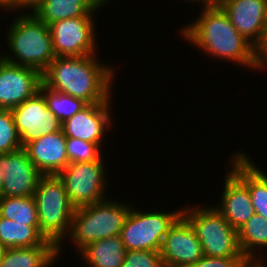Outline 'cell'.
<instances>
[{"instance_id": "obj_1", "label": "cell", "mask_w": 267, "mask_h": 267, "mask_svg": "<svg viewBox=\"0 0 267 267\" xmlns=\"http://www.w3.org/2000/svg\"><path fill=\"white\" fill-rule=\"evenodd\" d=\"M199 11L196 19L177 31L182 40L216 61H228L247 70L265 73L266 58L235 29L219 5Z\"/></svg>"}, {"instance_id": "obj_2", "label": "cell", "mask_w": 267, "mask_h": 267, "mask_svg": "<svg viewBox=\"0 0 267 267\" xmlns=\"http://www.w3.org/2000/svg\"><path fill=\"white\" fill-rule=\"evenodd\" d=\"M99 58V54L56 57L42 73V83L88 104L109 102L114 98L118 72L116 66L103 63Z\"/></svg>"}, {"instance_id": "obj_3", "label": "cell", "mask_w": 267, "mask_h": 267, "mask_svg": "<svg viewBox=\"0 0 267 267\" xmlns=\"http://www.w3.org/2000/svg\"><path fill=\"white\" fill-rule=\"evenodd\" d=\"M13 12L15 17L7 24L8 28L5 27L7 51L0 50V57L15 65L34 68L42 74L56 58L49 26L29 10L10 11L9 14Z\"/></svg>"}, {"instance_id": "obj_4", "label": "cell", "mask_w": 267, "mask_h": 267, "mask_svg": "<svg viewBox=\"0 0 267 267\" xmlns=\"http://www.w3.org/2000/svg\"><path fill=\"white\" fill-rule=\"evenodd\" d=\"M130 203L114 199L112 195L100 202L76 208L67 239L58 246L59 260L60 255H65L62 251L66 241H72L68 243L73 245L74 253L78 255L84 247L97 240L120 235L132 206Z\"/></svg>"}, {"instance_id": "obj_5", "label": "cell", "mask_w": 267, "mask_h": 267, "mask_svg": "<svg viewBox=\"0 0 267 267\" xmlns=\"http://www.w3.org/2000/svg\"><path fill=\"white\" fill-rule=\"evenodd\" d=\"M40 233L57 247L66 239L75 207L58 175H42L34 193Z\"/></svg>"}, {"instance_id": "obj_6", "label": "cell", "mask_w": 267, "mask_h": 267, "mask_svg": "<svg viewBox=\"0 0 267 267\" xmlns=\"http://www.w3.org/2000/svg\"><path fill=\"white\" fill-rule=\"evenodd\" d=\"M212 204L182 205V215L194 228L203 254L208 257H245L240 250L237 231Z\"/></svg>"}, {"instance_id": "obj_7", "label": "cell", "mask_w": 267, "mask_h": 267, "mask_svg": "<svg viewBox=\"0 0 267 267\" xmlns=\"http://www.w3.org/2000/svg\"><path fill=\"white\" fill-rule=\"evenodd\" d=\"M134 206H131L120 233L124 248L126 251H160L164 236L182 215V208L165 212L161 209L143 211Z\"/></svg>"}, {"instance_id": "obj_8", "label": "cell", "mask_w": 267, "mask_h": 267, "mask_svg": "<svg viewBox=\"0 0 267 267\" xmlns=\"http://www.w3.org/2000/svg\"><path fill=\"white\" fill-rule=\"evenodd\" d=\"M103 155L97 161L69 163L58 176L62 179L66 193L75 208L107 199L108 169ZM106 160V161H105ZM109 181V182H108Z\"/></svg>"}, {"instance_id": "obj_9", "label": "cell", "mask_w": 267, "mask_h": 267, "mask_svg": "<svg viewBox=\"0 0 267 267\" xmlns=\"http://www.w3.org/2000/svg\"><path fill=\"white\" fill-rule=\"evenodd\" d=\"M94 17L63 19L49 24L53 51L56 57L99 54ZM96 26V27H95Z\"/></svg>"}, {"instance_id": "obj_10", "label": "cell", "mask_w": 267, "mask_h": 267, "mask_svg": "<svg viewBox=\"0 0 267 267\" xmlns=\"http://www.w3.org/2000/svg\"><path fill=\"white\" fill-rule=\"evenodd\" d=\"M235 29L267 58V0H219Z\"/></svg>"}, {"instance_id": "obj_11", "label": "cell", "mask_w": 267, "mask_h": 267, "mask_svg": "<svg viewBox=\"0 0 267 267\" xmlns=\"http://www.w3.org/2000/svg\"><path fill=\"white\" fill-rule=\"evenodd\" d=\"M112 102L111 99L109 102L88 104L71 118L65 120L61 125L65 137L97 143L104 149L106 146L103 143L110 134L108 132L115 127L113 126L115 121L114 114H112L114 111Z\"/></svg>"}, {"instance_id": "obj_12", "label": "cell", "mask_w": 267, "mask_h": 267, "mask_svg": "<svg viewBox=\"0 0 267 267\" xmlns=\"http://www.w3.org/2000/svg\"><path fill=\"white\" fill-rule=\"evenodd\" d=\"M11 112L22 147L41 136L61 130L62 123L47 108L46 100L39 91Z\"/></svg>"}, {"instance_id": "obj_13", "label": "cell", "mask_w": 267, "mask_h": 267, "mask_svg": "<svg viewBox=\"0 0 267 267\" xmlns=\"http://www.w3.org/2000/svg\"><path fill=\"white\" fill-rule=\"evenodd\" d=\"M160 255L164 267H190L204 256L194 228L183 215L164 236Z\"/></svg>"}, {"instance_id": "obj_14", "label": "cell", "mask_w": 267, "mask_h": 267, "mask_svg": "<svg viewBox=\"0 0 267 267\" xmlns=\"http://www.w3.org/2000/svg\"><path fill=\"white\" fill-rule=\"evenodd\" d=\"M0 170L5 197L34 196L39 179L43 175L29 159L24 147L0 154Z\"/></svg>"}, {"instance_id": "obj_15", "label": "cell", "mask_w": 267, "mask_h": 267, "mask_svg": "<svg viewBox=\"0 0 267 267\" xmlns=\"http://www.w3.org/2000/svg\"><path fill=\"white\" fill-rule=\"evenodd\" d=\"M42 83V74L30 67L6 62L0 57V109L11 110L33 97Z\"/></svg>"}, {"instance_id": "obj_16", "label": "cell", "mask_w": 267, "mask_h": 267, "mask_svg": "<svg viewBox=\"0 0 267 267\" xmlns=\"http://www.w3.org/2000/svg\"><path fill=\"white\" fill-rule=\"evenodd\" d=\"M223 180L220 200L215 208L237 231L255 214L248 187L229 169Z\"/></svg>"}, {"instance_id": "obj_17", "label": "cell", "mask_w": 267, "mask_h": 267, "mask_svg": "<svg viewBox=\"0 0 267 267\" xmlns=\"http://www.w3.org/2000/svg\"><path fill=\"white\" fill-rule=\"evenodd\" d=\"M29 159L43 175H58L69 164L66 137L61 130L41 136L24 147Z\"/></svg>"}, {"instance_id": "obj_18", "label": "cell", "mask_w": 267, "mask_h": 267, "mask_svg": "<svg viewBox=\"0 0 267 267\" xmlns=\"http://www.w3.org/2000/svg\"><path fill=\"white\" fill-rule=\"evenodd\" d=\"M247 151L237 150L228 157V168L248 187L255 213L267 219V172L260 169Z\"/></svg>"}, {"instance_id": "obj_19", "label": "cell", "mask_w": 267, "mask_h": 267, "mask_svg": "<svg viewBox=\"0 0 267 267\" xmlns=\"http://www.w3.org/2000/svg\"><path fill=\"white\" fill-rule=\"evenodd\" d=\"M110 0H38L31 11L47 25L63 19L96 17ZM96 14V15H95Z\"/></svg>"}, {"instance_id": "obj_20", "label": "cell", "mask_w": 267, "mask_h": 267, "mask_svg": "<svg viewBox=\"0 0 267 267\" xmlns=\"http://www.w3.org/2000/svg\"><path fill=\"white\" fill-rule=\"evenodd\" d=\"M237 234L241 253L255 267H267V219L255 213Z\"/></svg>"}, {"instance_id": "obj_21", "label": "cell", "mask_w": 267, "mask_h": 267, "mask_svg": "<svg viewBox=\"0 0 267 267\" xmlns=\"http://www.w3.org/2000/svg\"><path fill=\"white\" fill-rule=\"evenodd\" d=\"M57 261L58 247L46 239L33 247L7 248L0 267H53Z\"/></svg>"}, {"instance_id": "obj_22", "label": "cell", "mask_w": 267, "mask_h": 267, "mask_svg": "<svg viewBox=\"0 0 267 267\" xmlns=\"http://www.w3.org/2000/svg\"><path fill=\"white\" fill-rule=\"evenodd\" d=\"M125 253L124 243L118 235L97 240L84 247L76 256H81L86 267H120Z\"/></svg>"}, {"instance_id": "obj_23", "label": "cell", "mask_w": 267, "mask_h": 267, "mask_svg": "<svg viewBox=\"0 0 267 267\" xmlns=\"http://www.w3.org/2000/svg\"><path fill=\"white\" fill-rule=\"evenodd\" d=\"M45 240L39 225H26L0 216V242L6 248L33 247Z\"/></svg>"}, {"instance_id": "obj_24", "label": "cell", "mask_w": 267, "mask_h": 267, "mask_svg": "<svg viewBox=\"0 0 267 267\" xmlns=\"http://www.w3.org/2000/svg\"><path fill=\"white\" fill-rule=\"evenodd\" d=\"M0 216L26 225H39L37 206L33 196L0 199Z\"/></svg>"}, {"instance_id": "obj_25", "label": "cell", "mask_w": 267, "mask_h": 267, "mask_svg": "<svg viewBox=\"0 0 267 267\" xmlns=\"http://www.w3.org/2000/svg\"><path fill=\"white\" fill-rule=\"evenodd\" d=\"M39 92L44 96L47 108L61 123L71 118L88 105L83 99L51 90L43 83L40 84Z\"/></svg>"}, {"instance_id": "obj_26", "label": "cell", "mask_w": 267, "mask_h": 267, "mask_svg": "<svg viewBox=\"0 0 267 267\" xmlns=\"http://www.w3.org/2000/svg\"><path fill=\"white\" fill-rule=\"evenodd\" d=\"M103 152L97 143L66 137V153L69 163L97 161L106 154Z\"/></svg>"}, {"instance_id": "obj_27", "label": "cell", "mask_w": 267, "mask_h": 267, "mask_svg": "<svg viewBox=\"0 0 267 267\" xmlns=\"http://www.w3.org/2000/svg\"><path fill=\"white\" fill-rule=\"evenodd\" d=\"M22 148L11 110L0 109V154Z\"/></svg>"}, {"instance_id": "obj_28", "label": "cell", "mask_w": 267, "mask_h": 267, "mask_svg": "<svg viewBox=\"0 0 267 267\" xmlns=\"http://www.w3.org/2000/svg\"><path fill=\"white\" fill-rule=\"evenodd\" d=\"M120 267H164L160 251H126Z\"/></svg>"}, {"instance_id": "obj_29", "label": "cell", "mask_w": 267, "mask_h": 267, "mask_svg": "<svg viewBox=\"0 0 267 267\" xmlns=\"http://www.w3.org/2000/svg\"><path fill=\"white\" fill-rule=\"evenodd\" d=\"M190 267H255L246 257L203 256Z\"/></svg>"}, {"instance_id": "obj_30", "label": "cell", "mask_w": 267, "mask_h": 267, "mask_svg": "<svg viewBox=\"0 0 267 267\" xmlns=\"http://www.w3.org/2000/svg\"><path fill=\"white\" fill-rule=\"evenodd\" d=\"M1 12H7L6 16L10 11H22L24 9V0H0Z\"/></svg>"}, {"instance_id": "obj_31", "label": "cell", "mask_w": 267, "mask_h": 267, "mask_svg": "<svg viewBox=\"0 0 267 267\" xmlns=\"http://www.w3.org/2000/svg\"><path fill=\"white\" fill-rule=\"evenodd\" d=\"M181 1H183V0H181ZM183 2H186V3L189 2L190 4L191 3H193V4L195 3L198 6H200L198 8H205V7H209V6L218 5L219 0H185Z\"/></svg>"}, {"instance_id": "obj_32", "label": "cell", "mask_w": 267, "mask_h": 267, "mask_svg": "<svg viewBox=\"0 0 267 267\" xmlns=\"http://www.w3.org/2000/svg\"><path fill=\"white\" fill-rule=\"evenodd\" d=\"M38 0H24V11L29 10L30 7L35 4Z\"/></svg>"}, {"instance_id": "obj_33", "label": "cell", "mask_w": 267, "mask_h": 267, "mask_svg": "<svg viewBox=\"0 0 267 267\" xmlns=\"http://www.w3.org/2000/svg\"><path fill=\"white\" fill-rule=\"evenodd\" d=\"M3 175L2 172L0 170V199L3 197Z\"/></svg>"}, {"instance_id": "obj_34", "label": "cell", "mask_w": 267, "mask_h": 267, "mask_svg": "<svg viewBox=\"0 0 267 267\" xmlns=\"http://www.w3.org/2000/svg\"><path fill=\"white\" fill-rule=\"evenodd\" d=\"M7 248L0 242V261L2 260Z\"/></svg>"}]
</instances>
